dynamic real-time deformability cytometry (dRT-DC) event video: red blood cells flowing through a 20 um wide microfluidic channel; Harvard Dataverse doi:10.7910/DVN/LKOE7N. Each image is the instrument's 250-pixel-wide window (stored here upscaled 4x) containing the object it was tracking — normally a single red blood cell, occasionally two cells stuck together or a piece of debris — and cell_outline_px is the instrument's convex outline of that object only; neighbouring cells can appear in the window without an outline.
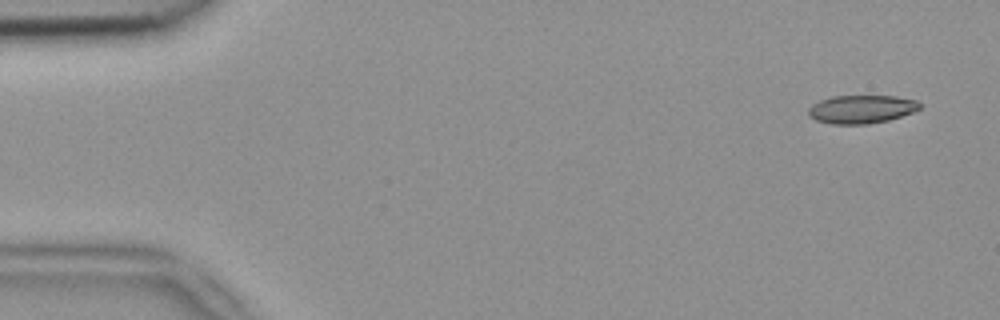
{"species": "common noctule bat (a hibernating species)", "species_latin": "Nyctalus noctula", "temperature_condition": "room temperature", "stored_images_in_passage": 5, "camera_frame_rate_fps": 3000, "um_per_image_px": 0.085, "animal": {"sex": "female", "body_mass_g": 18.4}, "frame": {"image": 1, "passage_image": 1, "time_ms": 0.0, "image_size_px": [1000, 320], "cell_outline_px": [[920, 108], [912, 112], [888, 120], [868, 124], [832, 124], [816, 120], [808, 116], [808, 108], [812, 104], [820, 100], [832, 96], [896, 96], [916, 100], [920, 104]], "centroid_in_image_um": [73.18, 9.28], "position_along_channel_um": 11.8, "area_um2": 18.32}}
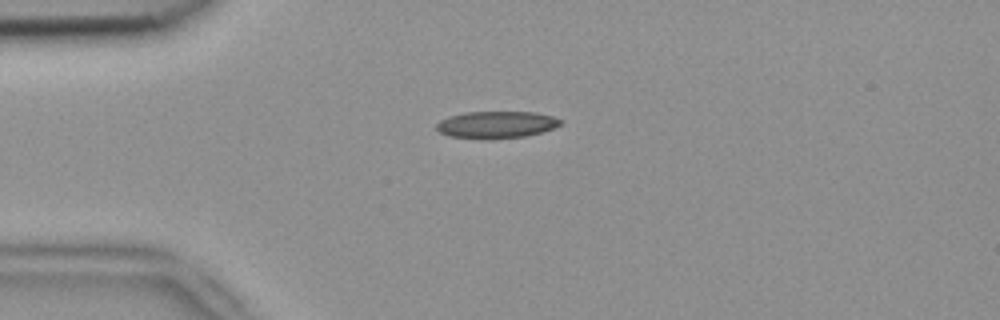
{"frame": {"image": 2, "passage_image": 4, "time_ms": 1.0, "image_size_px": [1000, 320], "cell_outline_px": [[564, 120], [560, 124], [552, 128], [540, 132], [524, 136], [492, 140], [488, 140], [448, 136], [440, 132], [436, 128], [436, 124], [440, 120], [448, 116], [464, 112], [536, 112], [552, 116]], "centroid_in_image_um": [42.15, 10.6], "position_along_channel_um": 42.8, "area_um2": 19.71}}